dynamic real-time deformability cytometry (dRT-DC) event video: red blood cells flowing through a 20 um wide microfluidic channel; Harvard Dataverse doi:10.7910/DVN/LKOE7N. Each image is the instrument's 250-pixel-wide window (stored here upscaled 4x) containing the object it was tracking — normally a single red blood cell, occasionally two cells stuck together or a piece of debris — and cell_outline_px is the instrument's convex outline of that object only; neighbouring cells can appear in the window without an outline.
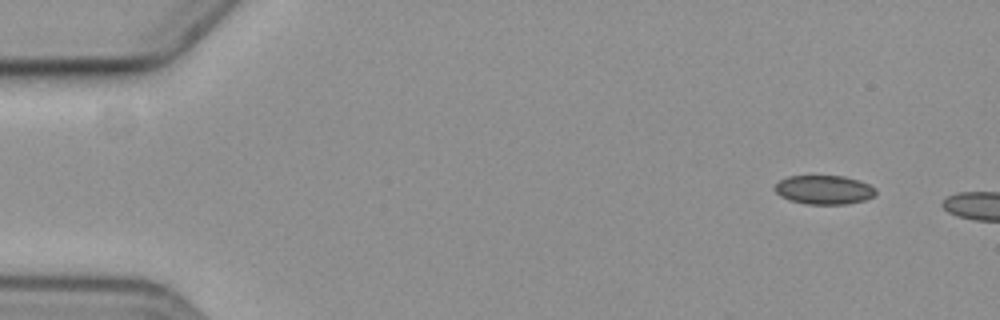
{"species": "common noctule bat (a hibernating species)", "species_latin": "Nyctalus noctula", "temperature_condition": "cold", "stored_images_in_passage": 4, "camera_frame_rate_fps": 3000, "um_per_image_px": 0.085, "animal": {"sex": "female", "body_mass_g": 19.3, "forearm_length_mm": 54.1}, "frame": {"image": 1, "passage_image": 1, "time_ms": 0.0, "image_size_px": [1000, 320], "cell_outline_px": [[876, 192], [872, 196], [864, 200], [844, 204], [808, 204], [792, 200], [780, 196], [776, 192], [776, 184], [780, 180], [788, 176], [844, 176], [868, 184], [876, 188]], "centroid_in_image_um": [70.04, 16.13], "position_along_channel_um": 15.0, "area_um2": 16.7}}